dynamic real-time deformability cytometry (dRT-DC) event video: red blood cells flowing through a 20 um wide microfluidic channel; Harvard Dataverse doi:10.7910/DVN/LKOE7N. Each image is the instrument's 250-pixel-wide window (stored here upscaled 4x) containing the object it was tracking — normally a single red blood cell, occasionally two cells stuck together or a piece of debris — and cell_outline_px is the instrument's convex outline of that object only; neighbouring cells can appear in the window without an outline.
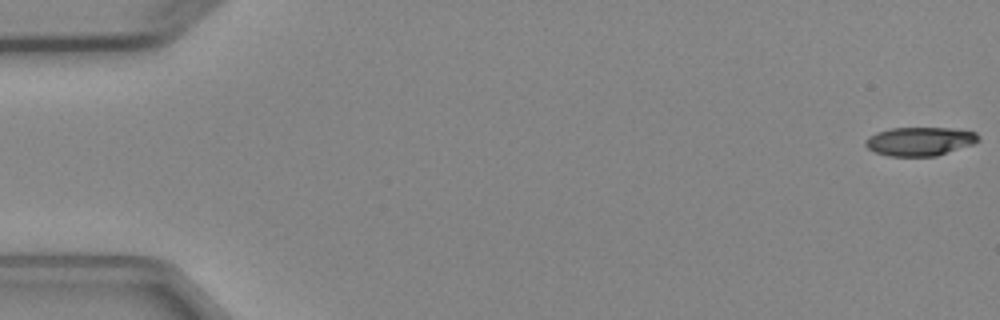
{"species": "Egyptian fruit bat (a non-hibernating species)", "species_latin": "Rousettus aegyptiacus", "temperature_condition": "cold", "stored_images_in_passage": 4, "camera_frame_rate_fps": 3000, "um_per_image_px": 0.085, "animal": {"sex": "female"}, "frame": {"image": 1, "passage_image": 1, "time_ms": 0.0, "image_size_px": [1000, 320], "cell_outline_px": [[980, 140], [972, 144], [936, 156], [888, 156], [876, 152], [868, 148], [864, 144], [864, 140], [868, 136], [876, 132], [892, 128], [952, 128], [976, 132], [980, 136]], "centroid_in_image_um": [78.17, 12.01], "position_along_channel_um": 6.8, "area_um2": 18.9}}
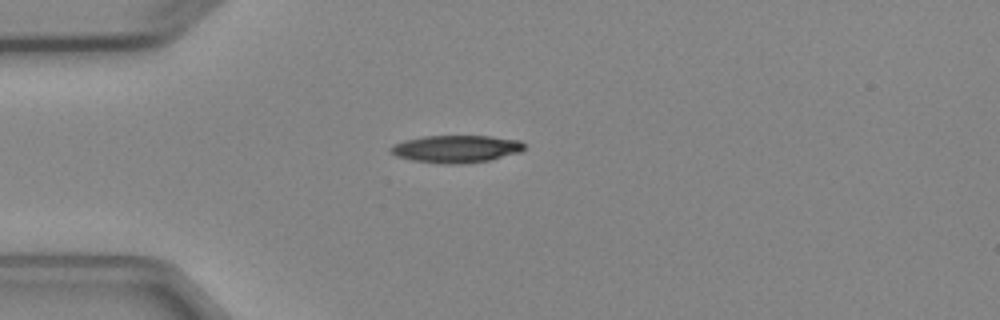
{"frame": {"image": 2, "passage_image": 4, "time_ms": 4.333, "image_size_px": [1000, 320], "cell_outline_px": [[524, 148], [520, 152], [488, 160], [464, 164], [440, 164], [412, 160], [396, 156], [388, 152], [388, 148], [392, 144], [404, 140], [424, 136], [488, 136], [520, 140], [524, 144]], "centroid_in_image_um": [38.7, 12.66], "position_along_channel_um": 46.3, "area_um2": 21.5}}